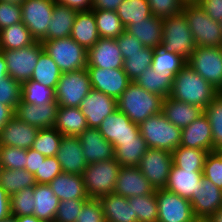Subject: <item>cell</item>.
<instances>
[{"label":"cell","instance_id":"6da1fadb","mask_svg":"<svg viewBox=\"0 0 222 222\" xmlns=\"http://www.w3.org/2000/svg\"><path fill=\"white\" fill-rule=\"evenodd\" d=\"M219 93L208 81L186 64L173 77L170 97L201 107L203 110Z\"/></svg>","mask_w":222,"mask_h":222},{"label":"cell","instance_id":"7a4b0ae2","mask_svg":"<svg viewBox=\"0 0 222 222\" xmlns=\"http://www.w3.org/2000/svg\"><path fill=\"white\" fill-rule=\"evenodd\" d=\"M164 98L148 92L132 81L117 99V109L139 125L152 115L162 112Z\"/></svg>","mask_w":222,"mask_h":222},{"label":"cell","instance_id":"3957f363","mask_svg":"<svg viewBox=\"0 0 222 222\" xmlns=\"http://www.w3.org/2000/svg\"><path fill=\"white\" fill-rule=\"evenodd\" d=\"M138 126L148 148L172 152L180 146L182 129L169 122L162 112L150 116Z\"/></svg>","mask_w":222,"mask_h":222},{"label":"cell","instance_id":"277c9868","mask_svg":"<svg viewBox=\"0 0 222 222\" xmlns=\"http://www.w3.org/2000/svg\"><path fill=\"white\" fill-rule=\"evenodd\" d=\"M185 15L196 46L221 47L220 22L211 19L197 2L184 3Z\"/></svg>","mask_w":222,"mask_h":222},{"label":"cell","instance_id":"5b68a950","mask_svg":"<svg viewBox=\"0 0 222 222\" xmlns=\"http://www.w3.org/2000/svg\"><path fill=\"white\" fill-rule=\"evenodd\" d=\"M195 47L191 30L182 11L163 19V50L176 53L187 61Z\"/></svg>","mask_w":222,"mask_h":222},{"label":"cell","instance_id":"8992f818","mask_svg":"<svg viewBox=\"0 0 222 222\" xmlns=\"http://www.w3.org/2000/svg\"><path fill=\"white\" fill-rule=\"evenodd\" d=\"M120 167L114 158L88 164L82 177L89 198L99 199L101 196L114 193Z\"/></svg>","mask_w":222,"mask_h":222},{"label":"cell","instance_id":"52a82bcc","mask_svg":"<svg viewBox=\"0 0 222 222\" xmlns=\"http://www.w3.org/2000/svg\"><path fill=\"white\" fill-rule=\"evenodd\" d=\"M42 44L62 73L87 67L88 51L71 37L42 41Z\"/></svg>","mask_w":222,"mask_h":222},{"label":"cell","instance_id":"ba28073f","mask_svg":"<svg viewBox=\"0 0 222 222\" xmlns=\"http://www.w3.org/2000/svg\"><path fill=\"white\" fill-rule=\"evenodd\" d=\"M91 90L86 68L62 73L55 88V100L60 107H79Z\"/></svg>","mask_w":222,"mask_h":222},{"label":"cell","instance_id":"9c48e42d","mask_svg":"<svg viewBox=\"0 0 222 222\" xmlns=\"http://www.w3.org/2000/svg\"><path fill=\"white\" fill-rule=\"evenodd\" d=\"M187 64L217 91L222 92L221 47L196 46Z\"/></svg>","mask_w":222,"mask_h":222},{"label":"cell","instance_id":"30bf717a","mask_svg":"<svg viewBox=\"0 0 222 222\" xmlns=\"http://www.w3.org/2000/svg\"><path fill=\"white\" fill-rule=\"evenodd\" d=\"M44 50L40 41L17 50H0L6 60L8 75L21 84L29 81L37 64L39 54Z\"/></svg>","mask_w":222,"mask_h":222},{"label":"cell","instance_id":"8fae6325","mask_svg":"<svg viewBox=\"0 0 222 222\" xmlns=\"http://www.w3.org/2000/svg\"><path fill=\"white\" fill-rule=\"evenodd\" d=\"M53 9L52 0H24L21 3L22 23L36 41L42 42L47 37Z\"/></svg>","mask_w":222,"mask_h":222},{"label":"cell","instance_id":"7c38bea8","mask_svg":"<svg viewBox=\"0 0 222 222\" xmlns=\"http://www.w3.org/2000/svg\"><path fill=\"white\" fill-rule=\"evenodd\" d=\"M172 165L173 159L170 151L148 148L140 160L138 168L157 190L166 187Z\"/></svg>","mask_w":222,"mask_h":222},{"label":"cell","instance_id":"4fadbf2b","mask_svg":"<svg viewBox=\"0 0 222 222\" xmlns=\"http://www.w3.org/2000/svg\"><path fill=\"white\" fill-rule=\"evenodd\" d=\"M158 222H192L195 219L190 200L167 189L156 190Z\"/></svg>","mask_w":222,"mask_h":222},{"label":"cell","instance_id":"5bb4252c","mask_svg":"<svg viewBox=\"0 0 222 222\" xmlns=\"http://www.w3.org/2000/svg\"><path fill=\"white\" fill-rule=\"evenodd\" d=\"M92 89L118 99L132 82L123 69L86 67Z\"/></svg>","mask_w":222,"mask_h":222},{"label":"cell","instance_id":"9a60e30c","mask_svg":"<svg viewBox=\"0 0 222 222\" xmlns=\"http://www.w3.org/2000/svg\"><path fill=\"white\" fill-rule=\"evenodd\" d=\"M98 130L114 149L120 146V141L137 140L140 135L139 126L118 109L104 118Z\"/></svg>","mask_w":222,"mask_h":222},{"label":"cell","instance_id":"2e32d148","mask_svg":"<svg viewBox=\"0 0 222 222\" xmlns=\"http://www.w3.org/2000/svg\"><path fill=\"white\" fill-rule=\"evenodd\" d=\"M190 203L195 218L209 219L222 208V189L203 177L200 186L193 192Z\"/></svg>","mask_w":222,"mask_h":222},{"label":"cell","instance_id":"e0dca14e","mask_svg":"<svg viewBox=\"0 0 222 222\" xmlns=\"http://www.w3.org/2000/svg\"><path fill=\"white\" fill-rule=\"evenodd\" d=\"M79 108L86 117L88 127L98 128L105 117L117 110V100L92 89L81 101Z\"/></svg>","mask_w":222,"mask_h":222},{"label":"cell","instance_id":"ac0fdd59","mask_svg":"<svg viewBox=\"0 0 222 222\" xmlns=\"http://www.w3.org/2000/svg\"><path fill=\"white\" fill-rule=\"evenodd\" d=\"M123 62L116 39L100 38L88 50L87 67L123 69Z\"/></svg>","mask_w":222,"mask_h":222},{"label":"cell","instance_id":"d6986e66","mask_svg":"<svg viewBox=\"0 0 222 222\" xmlns=\"http://www.w3.org/2000/svg\"><path fill=\"white\" fill-rule=\"evenodd\" d=\"M155 191L138 167H120L114 194L130 198L152 194Z\"/></svg>","mask_w":222,"mask_h":222},{"label":"cell","instance_id":"ffe728a7","mask_svg":"<svg viewBox=\"0 0 222 222\" xmlns=\"http://www.w3.org/2000/svg\"><path fill=\"white\" fill-rule=\"evenodd\" d=\"M58 107L56 100L42 105L29 104L21 100L15 109V116L38 129L51 128L54 127Z\"/></svg>","mask_w":222,"mask_h":222},{"label":"cell","instance_id":"44dd1931","mask_svg":"<svg viewBox=\"0 0 222 222\" xmlns=\"http://www.w3.org/2000/svg\"><path fill=\"white\" fill-rule=\"evenodd\" d=\"M56 158L64 173L82 175L88 165L78 137L63 136Z\"/></svg>","mask_w":222,"mask_h":222},{"label":"cell","instance_id":"7402d4cb","mask_svg":"<svg viewBox=\"0 0 222 222\" xmlns=\"http://www.w3.org/2000/svg\"><path fill=\"white\" fill-rule=\"evenodd\" d=\"M87 164L114 158V146L105 140L98 128L88 127L78 136Z\"/></svg>","mask_w":222,"mask_h":222},{"label":"cell","instance_id":"603a6c76","mask_svg":"<svg viewBox=\"0 0 222 222\" xmlns=\"http://www.w3.org/2000/svg\"><path fill=\"white\" fill-rule=\"evenodd\" d=\"M39 129L20 120L15 115L0 131V146L22 149L32 147Z\"/></svg>","mask_w":222,"mask_h":222},{"label":"cell","instance_id":"cb8c5ba5","mask_svg":"<svg viewBox=\"0 0 222 222\" xmlns=\"http://www.w3.org/2000/svg\"><path fill=\"white\" fill-rule=\"evenodd\" d=\"M180 146L213 152L211 124L204 113L182 128Z\"/></svg>","mask_w":222,"mask_h":222},{"label":"cell","instance_id":"d4e9b609","mask_svg":"<svg viewBox=\"0 0 222 222\" xmlns=\"http://www.w3.org/2000/svg\"><path fill=\"white\" fill-rule=\"evenodd\" d=\"M125 31L136 37L145 47L156 49L161 47L163 36V19L156 16L129 24Z\"/></svg>","mask_w":222,"mask_h":222},{"label":"cell","instance_id":"484cf974","mask_svg":"<svg viewBox=\"0 0 222 222\" xmlns=\"http://www.w3.org/2000/svg\"><path fill=\"white\" fill-rule=\"evenodd\" d=\"M202 178L203 171L183 170L172 165L165 189L191 200L193 192H196L200 186Z\"/></svg>","mask_w":222,"mask_h":222},{"label":"cell","instance_id":"4316f807","mask_svg":"<svg viewBox=\"0 0 222 222\" xmlns=\"http://www.w3.org/2000/svg\"><path fill=\"white\" fill-rule=\"evenodd\" d=\"M204 110L201 107L191 105L170 96L163 100L162 114L169 122L179 128H184L201 116Z\"/></svg>","mask_w":222,"mask_h":222},{"label":"cell","instance_id":"83f0119b","mask_svg":"<svg viewBox=\"0 0 222 222\" xmlns=\"http://www.w3.org/2000/svg\"><path fill=\"white\" fill-rule=\"evenodd\" d=\"M60 201L89 199L82 175L64 173L57 175L48 184Z\"/></svg>","mask_w":222,"mask_h":222},{"label":"cell","instance_id":"f1b7e54d","mask_svg":"<svg viewBox=\"0 0 222 222\" xmlns=\"http://www.w3.org/2000/svg\"><path fill=\"white\" fill-rule=\"evenodd\" d=\"M70 37L87 51L100 39L92 10L76 13Z\"/></svg>","mask_w":222,"mask_h":222},{"label":"cell","instance_id":"f546056e","mask_svg":"<svg viewBox=\"0 0 222 222\" xmlns=\"http://www.w3.org/2000/svg\"><path fill=\"white\" fill-rule=\"evenodd\" d=\"M105 222H137L136 213L126 197L106 194L99 198Z\"/></svg>","mask_w":222,"mask_h":222},{"label":"cell","instance_id":"4dcf8cb0","mask_svg":"<svg viewBox=\"0 0 222 222\" xmlns=\"http://www.w3.org/2000/svg\"><path fill=\"white\" fill-rule=\"evenodd\" d=\"M54 128L63 136L78 137L88 128L79 107H58Z\"/></svg>","mask_w":222,"mask_h":222},{"label":"cell","instance_id":"1f68e13d","mask_svg":"<svg viewBox=\"0 0 222 222\" xmlns=\"http://www.w3.org/2000/svg\"><path fill=\"white\" fill-rule=\"evenodd\" d=\"M76 9L63 4H54L50 27L47 29V37L43 41L70 37L73 28Z\"/></svg>","mask_w":222,"mask_h":222},{"label":"cell","instance_id":"d6a6232c","mask_svg":"<svg viewBox=\"0 0 222 222\" xmlns=\"http://www.w3.org/2000/svg\"><path fill=\"white\" fill-rule=\"evenodd\" d=\"M33 198L36 202L33 215L42 222H54L60 200L51 187L48 184H36Z\"/></svg>","mask_w":222,"mask_h":222},{"label":"cell","instance_id":"836d02e7","mask_svg":"<svg viewBox=\"0 0 222 222\" xmlns=\"http://www.w3.org/2000/svg\"><path fill=\"white\" fill-rule=\"evenodd\" d=\"M148 146L141 136L137 140L120 141V146L115 148L114 159L124 167H138Z\"/></svg>","mask_w":222,"mask_h":222},{"label":"cell","instance_id":"e575fe53","mask_svg":"<svg viewBox=\"0 0 222 222\" xmlns=\"http://www.w3.org/2000/svg\"><path fill=\"white\" fill-rule=\"evenodd\" d=\"M134 82L148 92L159 95L165 99L171 94L173 76L168 72L158 74L150 67Z\"/></svg>","mask_w":222,"mask_h":222},{"label":"cell","instance_id":"d590c367","mask_svg":"<svg viewBox=\"0 0 222 222\" xmlns=\"http://www.w3.org/2000/svg\"><path fill=\"white\" fill-rule=\"evenodd\" d=\"M36 40L21 22L0 30V50H17L33 44Z\"/></svg>","mask_w":222,"mask_h":222},{"label":"cell","instance_id":"8d00e7d4","mask_svg":"<svg viewBox=\"0 0 222 222\" xmlns=\"http://www.w3.org/2000/svg\"><path fill=\"white\" fill-rule=\"evenodd\" d=\"M37 183L33 174L26 169H5L0 171V187L9 195L35 186Z\"/></svg>","mask_w":222,"mask_h":222},{"label":"cell","instance_id":"74e56055","mask_svg":"<svg viewBox=\"0 0 222 222\" xmlns=\"http://www.w3.org/2000/svg\"><path fill=\"white\" fill-rule=\"evenodd\" d=\"M60 71L54 60L43 50L39 54V58L31 80L37 81L45 86L55 90L56 85L61 77Z\"/></svg>","mask_w":222,"mask_h":222},{"label":"cell","instance_id":"f35d334b","mask_svg":"<svg viewBox=\"0 0 222 222\" xmlns=\"http://www.w3.org/2000/svg\"><path fill=\"white\" fill-rule=\"evenodd\" d=\"M173 165L183 170L203 171L209 152L201 149L179 146L172 152Z\"/></svg>","mask_w":222,"mask_h":222},{"label":"cell","instance_id":"ab89813d","mask_svg":"<svg viewBox=\"0 0 222 222\" xmlns=\"http://www.w3.org/2000/svg\"><path fill=\"white\" fill-rule=\"evenodd\" d=\"M116 13L124 27L152 16L147 0H123Z\"/></svg>","mask_w":222,"mask_h":222},{"label":"cell","instance_id":"60d3db41","mask_svg":"<svg viewBox=\"0 0 222 222\" xmlns=\"http://www.w3.org/2000/svg\"><path fill=\"white\" fill-rule=\"evenodd\" d=\"M92 11L100 38L117 39L125 31L116 11Z\"/></svg>","mask_w":222,"mask_h":222},{"label":"cell","instance_id":"b9f144b4","mask_svg":"<svg viewBox=\"0 0 222 222\" xmlns=\"http://www.w3.org/2000/svg\"><path fill=\"white\" fill-rule=\"evenodd\" d=\"M187 64V61L180 55L167 52L161 47L154 49L151 69L160 74L168 72L171 76L177 75Z\"/></svg>","mask_w":222,"mask_h":222},{"label":"cell","instance_id":"7bdbcfd3","mask_svg":"<svg viewBox=\"0 0 222 222\" xmlns=\"http://www.w3.org/2000/svg\"><path fill=\"white\" fill-rule=\"evenodd\" d=\"M136 213L137 222H158L156 191L152 194L127 198Z\"/></svg>","mask_w":222,"mask_h":222},{"label":"cell","instance_id":"ee69618b","mask_svg":"<svg viewBox=\"0 0 222 222\" xmlns=\"http://www.w3.org/2000/svg\"><path fill=\"white\" fill-rule=\"evenodd\" d=\"M21 100L25 103L42 105L55 101V90L37 81L22 83Z\"/></svg>","mask_w":222,"mask_h":222},{"label":"cell","instance_id":"f6af8a7d","mask_svg":"<svg viewBox=\"0 0 222 222\" xmlns=\"http://www.w3.org/2000/svg\"><path fill=\"white\" fill-rule=\"evenodd\" d=\"M153 52V48L144 47L124 59L123 70L131 81H135L146 69L151 67Z\"/></svg>","mask_w":222,"mask_h":222},{"label":"cell","instance_id":"bcb514c9","mask_svg":"<svg viewBox=\"0 0 222 222\" xmlns=\"http://www.w3.org/2000/svg\"><path fill=\"white\" fill-rule=\"evenodd\" d=\"M204 114L211 124L213 151L222 150V92H219L204 109Z\"/></svg>","mask_w":222,"mask_h":222},{"label":"cell","instance_id":"7dc6e473","mask_svg":"<svg viewBox=\"0 0 222 222\" xmlns=\"http://www.w3.org/2000/svg\"><path fill=\"white\" fill-rule=\"evenodd\" d=\"M62 137L54 127L39 129L31 148L46 157L56 156Z\"/></svg>","mask_w":222,"mask_h":222},{"label":"cell","instance_id":"c3c4849f","mask_svg":"<svg viewBox=\"0 0 222 222\" xmlns=\"http://www.w3.org/2000/svg\"><path fill=\"white\" fill-rule=\"evenodd\" d=\"M34 186L24 188L10 196V212L11 216H29L33 215L35 200H34Z\"/></svg>","mask_w":222,"mask_h":222},{"label":"cell","instance_id":"681fc988","mask_svg":"<svg viewBox=\"0 0 222 222\" xmlns=\"http://www.w3.org/2000/svg\"><path fill=\"white\" fill-rule=\"evenodd\" d=\"M22 84L10 76L0 78V103L10 106L14 111L21 102Z\"/></svg>","mask_w":222,"mask_h":222},{"label":"cell","instance_id":"f907efd6","mask_svg":"<svg viewBox=\"0 0 222 222\" xmlns=\"http://www.w3.org/2000/svg\"><path fill=\"white\" fill-rule=\"evenodd\" d=\"M27 150L11 146H0V164L5 169H25Z\"/></svg>","mask_w":222,"mask_h":222},{"label":"cell","instance_id":"816d5d0a","mask_svg":"<svg viewBox=\"0 0 222 222\" xmlns=\"http://www.w3.org/2000/svg\"><path fill=\"white\" fill-rule=\"evenodd\" d=\"M203 177L222 189V150L208 153L203 167Z\"/></svg>","mask_w":222,"mask_h":222},{"label":"cell","instance_id":"f5cc1de1","mask_svg":"<svg viewBox=\"0 0 222 222\" xmlns=\"http://www.w3.org/2000/svg\"><path fill=\"white\" fill-rule=\"evenodd\" d=\"M88 199L60 201L54 222H76L84 203Z\"/></svg>","mask_w":222,"mask_h":222},{"label":"cell","instance_id":"db71d44e","mask_svg":"<svg viewBox=\"0 0 222 222\" xmlns=\"http://www.w3.org/2000/svg\"><path fill=\"white\" fill-rule=\"evenodd\" d=\"M153 16L165 19L178 14L184 6L183 0H147Z\"/></svg>","mask_w":222,"mask_h":222},{"label":"cell","instance_id":"11a10c76","mask_svg":"<svg viewBox=\"0 0 222 222\" xmlns=\"http://www.w3.org/2000/svg\"><path fill=\"white\" fill-rule=\"evenodd\" d=\"M62 173L56 156L46 157L39 170L34 174L37 184H49L57 175Z\"/></svg>","mask_w":222,"mask_h":222},{"label":"cell","instance_id":"9f6ffc18","mask_svg":"<svg viewBox=\"0 0 222 222\" xmlns=\"http://www.w3.org/2000/svg\"><path fill=\"white\" fill-rule=\"evenodd\" d=\"M76 222H103V210L99 199L89 198L83 205Z\"/></svg>","mask_w":222,"mask_h":222},{"label":"cell","instance_id":"6f0895ef","mask_svg":"<svg viewBox=\"0 0 222 222\" xmlns=\"http://www.w3.org/2000/svg\"><path fill=\"white\" fill-rule=\"evenodd\" d=\"M22 22L21 5L0 1V30Z\"/></svg>","mask_w":222,"mask_h":222},{"label":"cell","instance_id":"680465c9","mask_svg":"<svg viewBox=\"0 0 222 222\" xmlns=\"http://www.w3.org/2000/svg\"><path fill=\"white\" fill-rule=\"evenodd\" d=\"M116 42L121 51L123 59L129 57V54H134L139 52L145 46L136 39V37L132 36L128 32L124 31L117 39Z\"/></svg>","mask_w":222,"mask_h":222},{"label":"cell","instance_id":"91938a15","mask_svg":"<svg viewBox=\"0 0 222 222\" xmlns=\"http://www.w3.org/2000/svg\"><path fill=\"white\" fill-rule=\"evenodd\" d=\"M197 3L211 19L220 22L222 19V0H197Z\"/></svg>","mask_w":222,"mask_h":222},{"label":"cell","instance_id":"94428289","mask_svg":"<svg viewBox=\"0 0 222 222\" xmlns=\"http://www.w3.org/2000/svg\"><path fill=\"white\" fill-rule=\"evenodd\" d=\"M45 158L46 156L42 155L36 150L32 148L27 149V160L25 169L29 173L34 175L39 170L41 163L44 162Z\"/></svg>","mask_w":222,"mask_h":222},{"label":"cell","instance_id":"6125c7cd","mask_svg":"<svg viewBox=\"0 0 222 222\" xmlns=\"http://www.w3.org/2000/svg\"><path fill=\"white\" fill-rule=\"evenodd\" d=\"M123 0H93L91 10L116 11Z\"/></svg>","mask_w":222,"mask_h":222},{"label":"cell","instance_id":"be15d7a7","mask_svg":"<svg viewBox=\"0 0 222 222\" xmlns=\"http://www.w3.org/2000/svg\"><path fill=\"white\" fill-rule=\"evenodd\" d=\"M10 217V196L0 187V221Z\"/></svg>","mask_w":222,"mask_h":222},{"label":"cell","instance_id":"e7e4bbea","mask_svg":"<svg viewBox=\"0 0 222 222\" xmlns=\"http://www.w3.org/2000/svg\"><path fill=\"white\" fill-rule=\"evenodd\" d=\"M14 115L15 111L10 106L0 103V131Z\"/></svg>","mask_w":222,"mask_h":222},{"label":"cell","instance_id":"03108f58","mask_svg":"<svg viewBox=\"0 0 222 222\" xmlns=\"http://www.w3.org/2000/svg\"><path fill=\"white\" fill-rule=\"evenodd\" d=\"M92 1L93 0H68L65 5L77 11H88L91 10Z\"/></svg>","mask_w":222,"mask_h":222},{"label":"cell","instance_id":"003e7915","mask_svg":"<svg viewBox=\"0 0 222 222\" xmlns=\"http://www.w3.org/2000/svg\"><path fill=\"white\" fill-rule=\"evenodd\" d=\"M8 75V69L5 57L3 53L0 51V78H6Z\"/></svg>","mask_w":222,"mask_h":222},{"label":"cell","instance_id":"a7ac6f4b","mask_svg":"<svg viewBox=\"0 0 222 222\" xmlns=\"http://www.w3.org/2000/svg\"><path fill=\"white\" fill-rule=\"evenodd\" d=\"M14 222H42L34 215L14 217Z\"/></svg>","mask_w":222,"mask_h":222},{"label":"cell","instance_id":"89a4df30","mask_svg":"<svg viewBox=\"0 0 222 222\" xmlns=\"http://www.w3.org/2000/svg\"><path fill=\"white\" fill-rule=\"evenodd\" d=\"M209 220L211 222H222V208L219 209L216 213H214Z\"/></svg>","mask_w":222,"mask_h":222},{"label":"cell","instance_id":"2644e50d","mask_svg":"<svg viewBox=\"0 0 222 222\" xmlns=\"http://www.w3.org/2000/svg\"><path fill=\"white\" fill-rule=\"evenodd\" d=\"M1 2H6V3H10V4H19L21 5V3L24 1V0H0Z\"/></svg>","mask_w":222,"mask_h":222},{"label":"cell","instance_id":"8c879c8a","mask_svg":"<svg viewBox=\"0 0 222 222\" xmlns=\"http://www.w3.org/2000/svg\"><path fill=\"white\" fill-rule=\"evenodd\" d=\"M192 222H211V221L205 218H195Z\"/></svg>","mask_w":222,"mask_h":222},{"label":"cell","instance_id":"753ad0ef","mask_svg":"<svg viewBox=\"0 0 222 222\" xmlns=\"http://www.w3.org/2000/svg\"><path fill=\"white\" fill-rule=\"evenodd\" d=\"M52 1L54 2V4H63V5H65L68 2V0H52Z\"/></svg>","mask_w":222,"mask_h":222},{"label":"cell","instance_id":"34e18365","mask_svg":"<svg viewBox=\"0 0 222 222\" xmlns=\"http://www.w3.org/2000/svg\"><path fill=\"white\" fill-rule=\"evenodd\" d=\"M0 222H14V216H11L10 218L0 221Z\"/></svg>","mask_w":222,"mask_h":222},{"label":"cell","instance_id":"11e5206c","mask_svg":"<svg viewBox=\"0 0 222 222\" xmlns=\"http://www.w3.org/2000/svg\"><path fill=\"white\" fill-rule=\"evenodd\" d=\"M184 3L197 2V0H183Z\"/></svg>","mask_w":222,"mask_h":222},{"label":"cell","instance_id":"2a66077c","mask_svg":"<svg viewBox=\"0 0 222 222\" xmlns=\"http://www.w3.org/2000/svg\"><path fill=\"white\" fill-rule=\"evenodd\" d=\"M220 27H221V33H222V19L220 20Z\"/></svg>","mask_w":222,"mask_h":222}]
</instances>
